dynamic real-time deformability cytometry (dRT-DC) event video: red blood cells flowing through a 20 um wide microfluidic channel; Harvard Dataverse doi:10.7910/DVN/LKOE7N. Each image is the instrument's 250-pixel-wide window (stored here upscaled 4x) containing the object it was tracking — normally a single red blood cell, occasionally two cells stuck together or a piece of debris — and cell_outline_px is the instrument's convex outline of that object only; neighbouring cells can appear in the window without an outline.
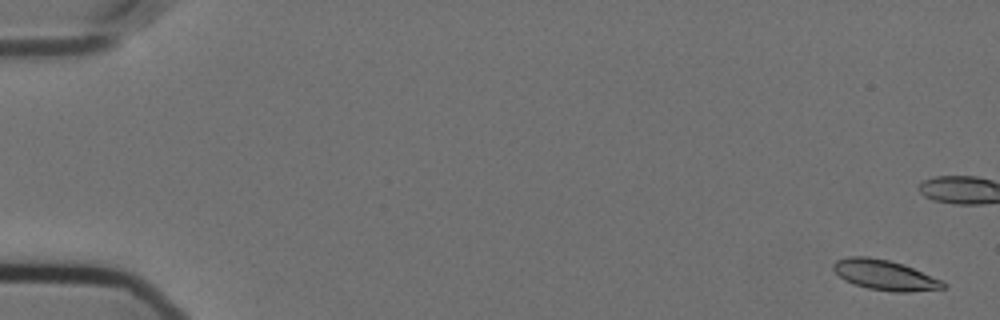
{"species": "Egyptian fruit bat (a non-hibernating species)", "species_latin": "Rousettus aegyptiacus", "temperature_condition": "cold", "stored_images_in_passage": 59, "camera_frame_rate_fps": 3000, "um_per_image_px": 0.085, "animal": {"sex": "female"}, "frame": {"image": 1, "passage_image": 2, "time_ms": 0.333, "image_size_px": [1000, 320], "cell_outline_px": [[948, 288], [908, 292], [896, 292], [868, 288], [844, 280], [832, 268], [832, 264], [836, 260], [848, 256], [868, 256], [888, 260], [904, 264], [940, 280], [948, 284]], "centroid_in_image_um": [75.21, 23.37], "position_along_channel_um": 9.8, "area_um2": 19.25}}
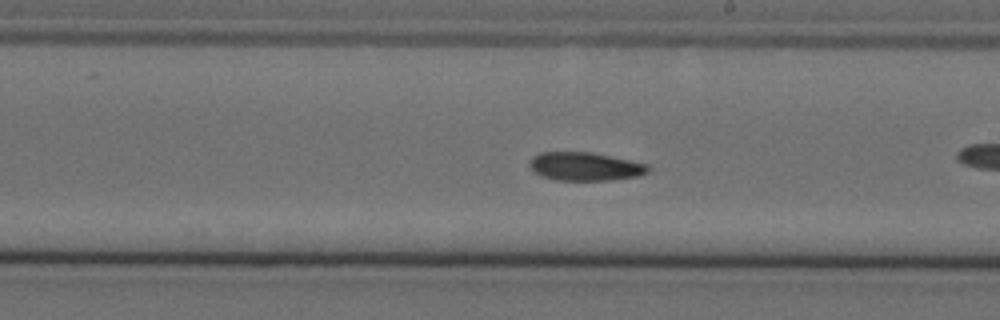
{"frame": {"image": 2, "passage_image": 34, "time_ms": 11.0, "image_size_px": [1000, 320], "cell_outline_px": [[652, 168], [648, 172], [636, 176], [612, 180], [556, 180], [540, 176], [528, 164], [532, 156], [540, 152], [592, 152], [648, 164]], "centroid_in_image_um": [49.73, 14.14], "position_along_channel_um": 239.3, "area_um2": 19.65}}
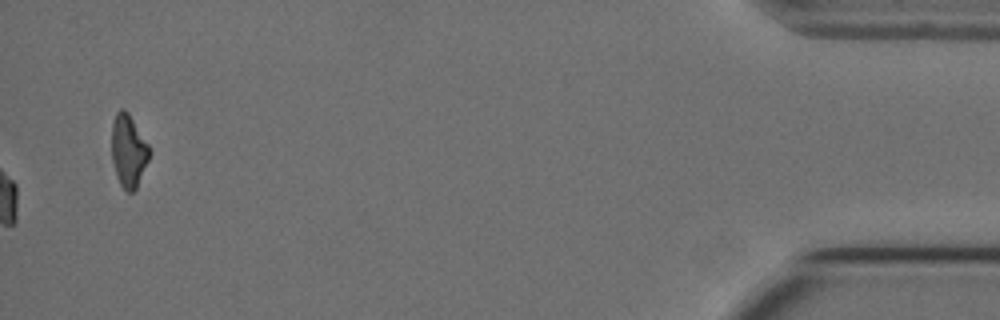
{"frame": {"image": 3, "passage_image": 59, "time_ms": 19.333, "image_size_px": [1000, 320], "cell_outline_px": [[148, 160], [136, 188], [132, 192], [128, 192], [120, 184], [112, 160], [112, 124], [116, 112], [120, 108], [124, 108], [128, 112], [148, 144]], "centroid_in_image_um": [10.9, 12.78], "position_along_channel_um": 424.3, "area_um2": 15.55}, "authors_computed_cell_mechanics": {"area_um2": 19.652, "velocity_mm_per_s": 3.5633, "shape_relaxation_time_tau1_ms": null, "shape_relaxation_time_tau2_ms": 7.1816, "deformation_change_tau1": null, "deformation_change_tau2": 0.0993}}